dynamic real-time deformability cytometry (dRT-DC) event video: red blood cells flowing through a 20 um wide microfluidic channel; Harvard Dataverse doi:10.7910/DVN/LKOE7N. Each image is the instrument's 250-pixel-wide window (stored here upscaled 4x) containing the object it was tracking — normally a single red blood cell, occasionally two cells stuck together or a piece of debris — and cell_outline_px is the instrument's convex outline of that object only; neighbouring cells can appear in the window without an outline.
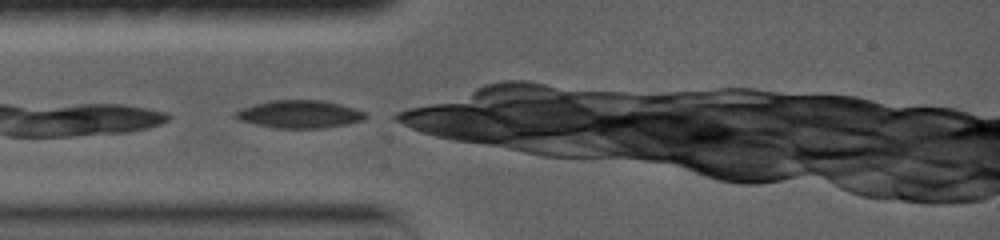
{"species": "common noctule bat (a hibernating species)", "species_latin": "Nyctalus noctula", "temperature_condition": "warm", "stored_images_in_passage": 42, "camera_frame_rate_fps": 5000, "um_per_image_px": 0.085, "animal": {"sex": "female", "body_mass_g": 19.0, "forearm_length_mm": 56.7}, "frame": {"image": 1, "passage_image": 1, "time_ms": 0.0, "image_size_px": [1000, 240], "cell_outline_px": [[368, 116], [364, 120], [348, 124], [324, 128], [276, 128], [256, 124], [240, 120], [232, 116], [236, 112], [252, 104], [272, 100], [320, 100], [340, 104], [364, 112]], "centroid_in_image_um": [25.47, 9.71], "position_along_channel_um": 59.5, "area_um2": 20.92}}
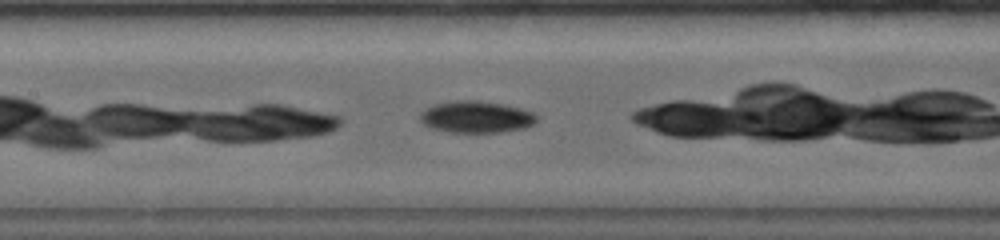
{"frame": {"image": 2, "passage_image": 16, "time_ms": 3.0, "image_size_px": [1000, 240], "cell_outline_px": [[536, 124], [524, 128], [500, 132], [448, 132], [432, 128], [424, 124], [420, 120], [420, 112], [424, 108], [436, 104], [456, 100], [476, 100], [504, 104], [520, 108], [532, 112], [536, 116]], "centroid_in_image_um": [40.47, 9.94], "position_along_channel_um": 166.9, "area_um2": 21.62}}
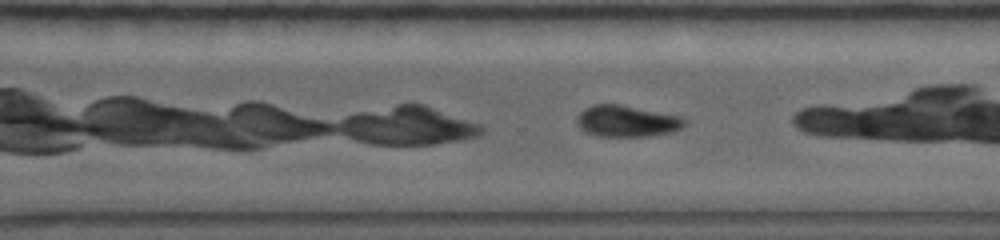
{"frame": {"image": 3, "passage_image": 36, "time_ms": 7.2, "image_size_px": [1000, 240], "cell_outline_px": [[688, 120], [680, 128], [672, 132], [648, 136], [596, 136], [584, 132], [576, 124], [576, 116], [584, 108], [592, 104], [620, 104], [680, 116]], "centroid_in_image_um": [53.22, 10.29], "position_along_channel_um": 317.4, "area_um2": 19.88}}